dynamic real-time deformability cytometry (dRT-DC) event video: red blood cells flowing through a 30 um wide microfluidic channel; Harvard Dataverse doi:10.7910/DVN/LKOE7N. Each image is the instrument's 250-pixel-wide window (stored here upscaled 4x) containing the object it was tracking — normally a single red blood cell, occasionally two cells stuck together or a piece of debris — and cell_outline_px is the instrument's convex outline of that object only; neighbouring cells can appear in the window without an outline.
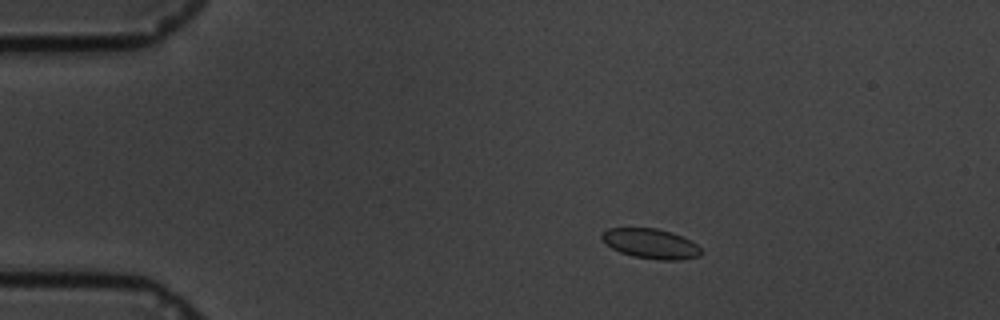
{"species": "common noctule bat (a hibernating species)", "species_latin": "Nyctalus noctula", "temperature_condition": "cold", "stored_images_in_passage": 50, "camera_frame_rate_fps": 3000, "um_per_image_px": 0.085, "animal": {"sex": "male", "body_mass_g": 19.5, "forearm_length_mm": 54.6}, "frame": {"image": 1, "passage_image": 1, "time_ms": 0.0, "image_size_px": [1000, 320], "cell_outline_px": [[704, 252], [700, 256], [680, 260], [660, 260], [632, 256], [620, 252], [612, 248], [600, 236], [608, 228], [656, 228], [672, 232], [696, 244]], "centroid_in_image_um": [55.34, 20.72], "position_along_channel_um": 29.7, "area_um2": 17.17}}
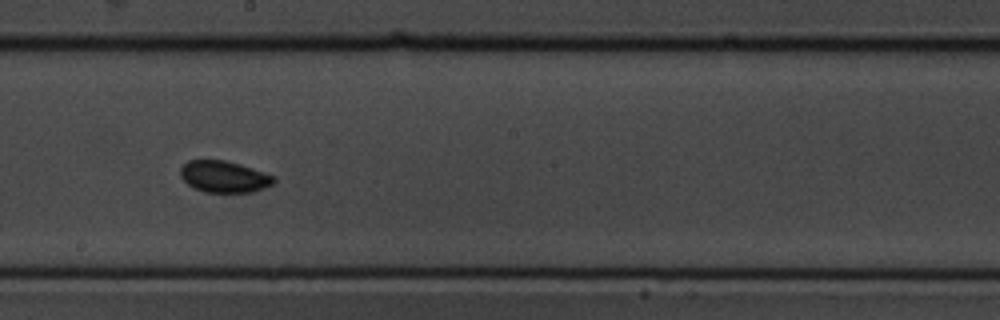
{"frame": {"image": 2, "passage_image": 24, "time_ms": 7.667, "image_size_px": [1000, 320], "cell_outline_px": [[276, 180], [272, 184], [264, 188], [252, 192], [204, 192], [188, 184], [180, 176], [180, 168], [188, 160], [224, 160], [240, 164], [276, 176]], "centroid_in_image_um": [19.06, 15.01], "position_along_channel_um": 229.1, "area_um2": 17.17}}
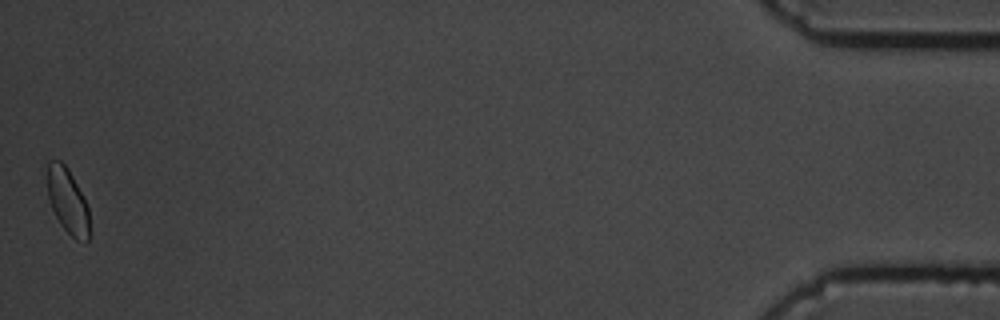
{"frame": {"image": 3, "passage_image": 50, "time_ms": 16.333, "image_size_px": [1000, 320], "cell_outline_px": [[88, 240], [76, 240], [60, 224], [52, 208], [48, 196], [48, 160], [60, 160], [68, 168], [88, 208]], "centroid_in_image_um": [5.73, 17.06], "position_along_channel_um": 429.5, "area_um2": 15.43}, "authors_computed_cell_mechanics": {"area_um2": 16.9354, "velocity_mm_per_s": 3.343, "shape_relaxation_time_tau1_ms": null, "shape_relaxation_time_tau2_ms": 10.446, "deformation_change_tau1": null, "deformation_change_tau2": 0.0934}}